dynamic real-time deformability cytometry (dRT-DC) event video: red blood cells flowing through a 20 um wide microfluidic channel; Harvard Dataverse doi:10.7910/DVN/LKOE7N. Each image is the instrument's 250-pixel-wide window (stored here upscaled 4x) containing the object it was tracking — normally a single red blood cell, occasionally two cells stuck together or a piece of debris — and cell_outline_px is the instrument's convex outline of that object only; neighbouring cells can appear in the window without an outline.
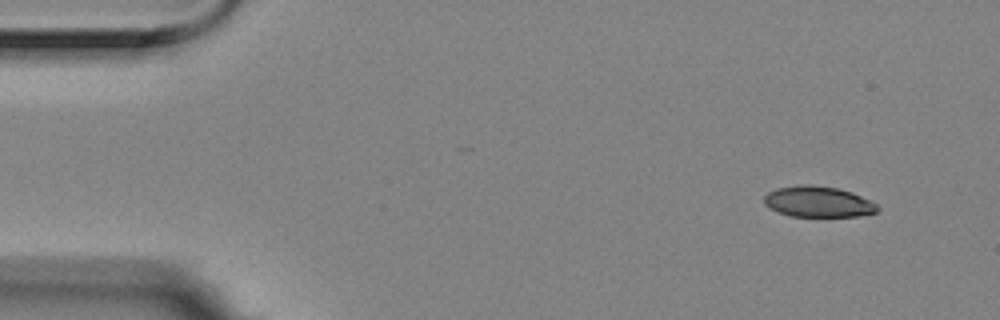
{"species": "Egyptian fruit bat (a non-hibernating species)", "species_latin": "Rousettus aegyptiacus", "temperature_condition": "room temperature", "stored_images_in_passage": 10, "camera_frame_rate_fps": 3000, "um_per_image_px": 0.085, "animal": {"sex": "female"}, "frame": {"image": 1, "passage_image": 1, "time_ms": 0.0, "image_size_px": [1000, 320], "cell_outline_px": [[880, 208], [876, 212], [860, 216], [792, 216], [776, 212], [764, 204], [764, 196], [768, 192], [776, 188], [800, 184], [812, 184], [836, 188], [852, 192], [872, 200]], "centroid_in_image_um": [69.54, 17.14], "position_along_channel_um": 15.5, "area_um2": 20.58}}
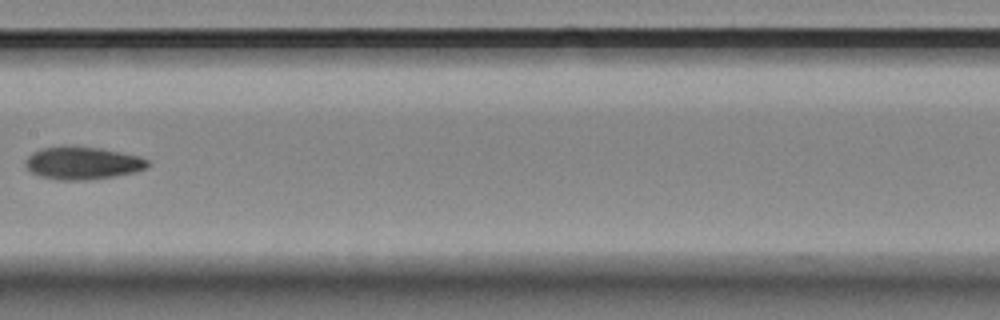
{"frame": {"image": 2, "passage_image": 7, "time_ms": 2.0, "image_size_px": [1000, 320], "cell_outline_px": [[152, 164], [136, 172], [88, 180], [60, 180], [40, 176], [28, 172], [24, 164], [24, 160], [32, 152], [40, 148], [64, 144], [68, 144], [100, 148], [140, 156], [148, 160]], "centroid_in_image_um": [6.96, 13.83], "position_along_channel_um": 200.4, "area_um2": 23.87}}
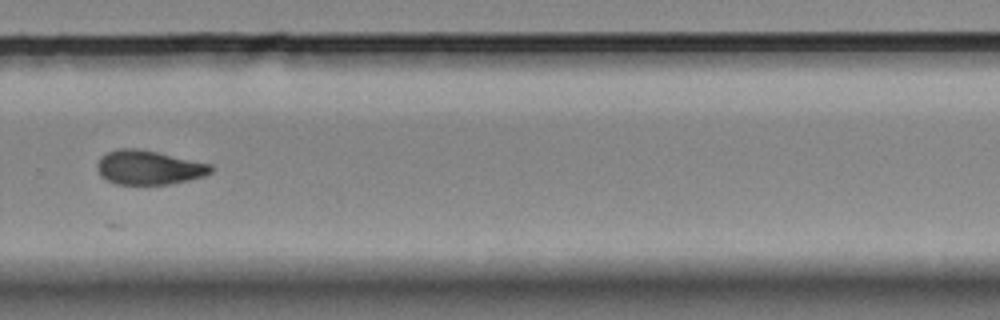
{"frame": {"image": 3, "passage_image": 10, "time_ms": 3.0, "image_size_px": [1000, 320], "cell_outline_px": [[212, 172], [204, 176], [172, 184], [116, 184], [100, 176], [96, 164], [100, 156], [108, 152], [120, 148], [136, 148], [156, 152], [212, 164]], "centroid_in_image_um": [12.64, 14.24], "position_along_channel_um": 317.2, "area_um2": 22.6}}